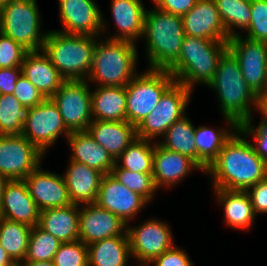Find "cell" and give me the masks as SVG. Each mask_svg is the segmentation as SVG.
Masks as SVG:
<instances>
[{
    "instance_id": "6da1fadb",
    "label": "cell",
    "mask_w": 267,
    "mask_h": 266,
    "mask_svg": "<svg viewBox=\"0 0 267 266\" xmlns=\"http://www.w3.org/2000/svg\"><path fill=\"white\" fill-rule=\"evenodd\" d=\"M246 137L238 128L205 171L211 175L214 189L247 191L267 178V162Z\"/></svg>"
},
{
    "instance_id": "7a4b0ae2",
    "label": "cell",
    "mask_w": 267,
    "mask_h": 266,
    "mask_svg": "<svg viewBox=\"0 0 267 266\" xmlns=\"http://www.w3.org/2000/svg\"><path fill=\"white\" fill-rule=\"evenodd\" d=\"M216 91L219 107L227 126H238L253 118L252 106L256 107V94L246 83L235 56L227 50L220 58L217 71L207 85Z\"/></svg>"
},
{
    "instance_id": "3957f363",
    "label": "cell",
    "mask_w": 267,
    "mask_h": 266,
    "mask_svg": "<svg viewBox=\"0 0 267 266\" xmlns=\"http://www.w3.org/2000/svg\"><path fill=\"white\" fill-rule=\"evenodd\" d=\"M228 50V41L184 36L178 59L167 69L175 82L193 91L194 85L212 81L220 58Z\"/></svg>"
},
{
    "instance_id": "277c9868",
    "label": "cell",
    "mask_w": 267,
    "mask_h": 266,
    "mask_svg": "<svg viewBox=\"0 0 267 266\" xmlns=\"http://www.w3.org/2000/svg\"><path fill=\"white\" fill-rule=\"evenodd\" d=\"M182 17L155 7L146 10L145 38L148 69L167 70L177 59L184 39Z\"/></svg>"
},
{
    "instance_id": "5b68a950",
    "label": "cell",
    "mask_w": 267,
    "mask_h": 266,
    "mask_svg": "<svg viewBox=\"0 0 267 266\" xmlns=\"http://www.w3.org/2000/svg\"><path fill=\"white\" fill-rule=\"evenodd\" d=\"M97 37L50 30L42 51L65 80H86L89 76Z\"/></svg>"
},
{
    "instance_id": "8992f818",
    "label": "cell",
    "mask_w": 267,
    "mask_h": 266,
    "mask_svg": "<svg viewBox=\"0 0 267 266\" xmlns=\"http://www.w3.org/2000/svg\"><path fill=\"white\" fill-rule=\"evenodd\" d=\"M100 37L94 49L92 67L86 80L97 86H127L138 74L136 43ZM100 40V41H99Z\"/></svg>"
},
{
    "instance_id": "52a82bcc",
    "label": "cell",
    "mask_w": 267,
    "mask_h": 266,
    "mask_svg": "<svg viewBox=\"0 0 267 266\" xmlns=\"http://www.w3.org/2000/svg\"><path fill=\"white\" fill-rule=\"evenodd\" d=\"M37 0H11L0 9V32L28 51H41L46 33H41Z\"/></svg>"
},
{
    "instance_id": "ba28073f",
    "label": "cell",
    "mask_w": 267,
    "mask_h": 266,
    "mask_svg": "<svg viewBox=\"0 0 267 266\" xmlns=\"http://www.w3.org/2000/svg\"><path fill=\"white\" fill-rule=\"evenodd\" d=\"M175 82L168 70L147 69L127 86V121L136 127L154 110L164 92Z\"/></svg>"
},
{
    "instance_id": "9c48e42d",
    "label": "cell",
    "mask_w": 267,
    "mask_h": 266,
    "mask_svg": "<svg viewBox=\"0 0 267 266\" xmlns=\"http://www.w3.org/2000/svg\"><path fill=\"white\" fill-rule=\"evenodd\" d=\"M192 90L174 82L161 96L154 110L136 127L137 138L155 140L166 134L167 129L186 114Z\"/></svg>"
},
{
    "instance_id": "30bf717a",
    "label": "cell",
    "mask_w": 267,
    "mask_h": 266,
    "mask_svg": "<svg viewBox=\"0 0 267 266\" xmlns=\"http://www.w3.org/2000/svg\"><path fill=\"white\" fill-rule=\"evenodd\" d=\"M71 132L87 131L92 117L91 91L87 80H66L51 97Z\"/></svg>"
},
{
    "instance_id": "8fae6325",
    "label": "cell",
    "mask_w": 267,
    "mask_h": 266,
    "mask_svg": "<svg viewBox=\"0 0 267 266\" xmlns=\"http://www.w3.org/2000/svg\"><path fill=\"white\" fill-rule=\"evenodd\" d=\"M138 225H126L130 252L131 256L140 262L139 266H147L156 257L172 248L174 240L171 228L161 220L147 219Z\"/></svg>"
},
{
    "instance_id": "7c38bea8",
    "label": "cell",
    "mask_w": 267,
    "mask_h": 266,
    "mask_svg": "<svg viewBox=\"0 0 267 266\" xmlns=\"http://www.w3.org/2000/svg\"><path fill=\"white\" fill-rule=\"evenodd\" d=\"M21 134L45 155L62 134L67 139L70 132L63 123L59 108L51 98H46L30 108Z\"/></svg>"
},
{
    "instance_id": "4fadbf2b",
    "label": "cell",
    "mask_w": 267,
    "mask_h": 266,
    "mask_svg": "<svg viewBox=\"0 0 267 266\" xmlns=\"http://www.w3.org/2000/svg\"><path fill=\"white\" fill-rule=\"evenodd\" d=\"M44 154L22 134L0 135V174L24 180L41 163Z\"/></svg>"
},
{
    "instance_id": "5bb4252c",
    "label": "cell",
    "mask_w": 267,
    "mask_h": 266,
    "mask_svg": "<svg viewBox=\"0 0 267 266\" xmlns=\"http://www.w3.org/2000/svg\"><path fill=\"white\" fill-rule=\"evenodd\" d=\"M228 50L237 59L246 83L256 95L267 87V42L238 34L228 39Z\"/></svg>"
},
{
    "instance_id": "9a60e30c",
    "label": "cell",
    "mask_w": 267,
    "mask_h": 266,
    "mask_svg": "<svg viewBox=\"0 0 267 266\" xmlns=\"http://www.w3.org/2000/svg\"><path fill=\"white\" fill-rule=\"evenodd\" d=\"M60 32L98 37L104 34L105 20L94 0H59Z\"/></svg>"
},
{
    "instance_id": "2e32d148",
    "label": "cell",
    "mask_w": 267,
    "mask_h": 266,
    "mask_svg": "<svg viewBox=\"0 0 267 266\" xmlns=\"http://www.w3.org/2000/svg\"><path fill=\"white\" fill-rule=\"evenodd\" d=\"M96 203L129 225L149 202L140 194L121 184L111 174H105L101 179Z\"/></svg>"
},
{
    "instance_id": "e0dca14e",
    "label": "cell",
    "mask_w": 267,
    "mask_h": 266,
    "mask_svg": "<svg viewBox=\"0 0 267 266\" xmlns=\"http://www.w3.org/2000/svg\"><path fill=\"white\" fill-rule=\"evenodd\" d=\"M114 236H127L126 224L117 215L97 203L79 205V240L89 245Z\"/></svg>"
},
{
    "instance_id": "ac0fdd59",
    "label": "cell",
    "mask_w": 267,
    "mask_h": 266,
    "mask_svg": "<svg viewBox=\"0 0 267 266\" xmlns=\"http://www.w3.org/2000/svg\"><path fill=\"white\" fill-rule=\"evenodd\" d=\"M24 182L40 211L73 204L64 176L41 169V164L24 179Z\"/></svg>"
},
{
    "instance_id": "d6986e66",
    "label": "cell",
    "mask_w": 267,
    "mask_h": 266,
    "mask_svg": "<svg viewBox=\"0 0 267 266\" xmlns=\"http://www.w3.org/2000/svg\"><path fill=\"white\" fill-rule=\"evenodd\" d=\"M184 34L215 41H228L225 27L214 0H197L182 17Z\"/></svg>"
},
{
    "instance_id": "ffe728a7",
    "label": "cell",
    "mask_w": 267,
    "mask_h": 266,
    "mask_svg": "<svg viewBox=\"0 0 267 266\" xmlns=\"http://www.w3.org/2000/svg\"><path fill=\"white\" fill-rule=\"evenodd\" d=\"M40 210L30 196L24 180H9L4 187L0 217L29 227L38 225Z\"/></svg>"
},
{
    "instance_id": "44dd1931",
    "label": "cell",
    "mask_w": 267,
    "mask_h": 266,
    "mask_svg": "<svg viewBox=\"0 0 267 266\" xmlns=\"http://www.w3.org/2000/svg\"><path fill=\"white\" fill-rule=\"evenodd\" d=\"M195 169L204 172L190 157L167 150L157 141L155 142L152 175L157 189L175 186Z\"/></svg>"
},
{
    "instance_id": "7402d4cb",
    "label": "cell",
    "mask_w": 267,
    "mask_h": 266,
    "mask_svg": "<svg viewBox=\"0 0 267 266\" xmlns=\"http://www.w3.org/2000/svg\"><path fill=\"white\" fill-rule=\"evenodd\" d=\"M67 167L63 176L72 203L76 205L96 203L104 174L73 160L69 161Z\"/></svg>"
},
{
    "instance_id": "603a6c76",
    "label": "cell",
    "mask_w": 267,
    "mask_h": 266,
    "mask_svg": "<svg viewBox=\"0 0 267 266\" xmlns=\"http://www.w3.org/2000/svg\"><path fill=\"white\" fill-rule=\"evenodd\" d=\"M87 131L116 160L137 139L136 126L125 121L92 120Z\"/></svg>"
},
{
    "instance_id": "cb8c5ba5",
    "label": "cell",
    "mask_w": 267,
    "mask_h": 266,
    "mask_svg": "<svg viewBox=\"0 0 267 266\" xmlns=\"http://www.w3.org/2000/svg\"><path fill=\"white\" fill-rule=\"evenodd\" d=\"M25 76L46 98H51L66 81L41 51H29L22 63Z\"/></svg>"
},
{
    "instance_id": "d4e9b609",
    "label": "cell",
    "mask_w": 267,
    "mask_h": 266,
    "mask_svg": "<svg viewBox=\"0 0 267 266\" xmlns=\"http://www.w3.org/2000/svg\"><path fill=\"white\" fill-rule=\"evenodd\" d=\"M111 12L118 33L109 36L112 40L135 43L143 34L146 8L141 0H112Z\"/></svg>"
},
{
    "instance_id": "484cf974",
    "label": "cell",
    "mask_w": 267,
    "mask_h": 266,
    "mask_svg": "<svg viewBox=\"0 0 267 266\" xmlns=\"http://www.w3.org/2000/svg\"><path fill=\"white\" fill-rule=\"evenodd\" d=\"M67 142L72 152L70 160L85 164L104 175L111 173L115 160L88 131L71 132L67 137Z\"/></svg>"
},
{
    "instance_id": "4316f807",
    "label": "cell",
    "mask_w": 267,
    "mask_h": 266,
    "mask_svg": "<svg viewBox=\"0 0 267 266\" xmlns=\"http://www.w3.org/2000/svg\"><path fill=\"white\" fill-rule=\"evenodd\" d=\"M38 226L61 243L79 240V205L40 211Z\"/></svg>"
},
{
    "instance_id": "83f0119b",
    "label": "cell",
    "mask_w": 267,
    "mask_h": 266,
    "mask_svg": "<svg viewBox=\"0 0 267 266\" xmlns=\"http://www.w3.org/2000/svg\"><path fill=\"white\" fill-rule=\"evenodd\" d=\"M93 120H127V99L125 86H97L91 91Z\"/></svg>"
},
{
    "instance_id": "f1b7e54d",
    "label": "cell",
    "mask_w": 267,
    "mask_h": 266,
    "mask_svg": "<svg viewBox=\"0 0 267 266\" xmlns=\"http://www.w3.org/2000/svg\"><path fill=\"white\" fill-rule=\"evenodd\" d=\"M218 203L223 205L225 223L233 229L249 230L255 213L247 191L214 189Z\"/></svg>"
},
{
    "instance_id": "f546056e",
    "label": "cell",
    "mask_w": 267,
    "mask_h": 266,
    "mask_svg": "<svg viewBox=\"0 0 267 266\" xmlns=\"http://www.w3.org/2000/svg\"><path fill=\"white\" fill-rule=\"evenodd\" d=\"M88 266H128V236H114L87 245Z\"/></svg>"
},
{
    "instance_id": "4dcf8cb0",
    "label": "cell",
    "mask_w": 267,
    "mask_h": 266,
    "mask_svg": "<svg viewBox=\"0 0 267 266\" xmlns=\"http://www.w3.org/2000/svg\"><path fill=\"white\" fill-rule=\"evenodd\" d=\"M196 127L185 115L182 119L174 122L166 131L162 140L157 141L167 150L178 152L193 159L198 164V153L195 143Z\"/></svg>"
},
{
    "instance_id": "1f68e13d",
    "label": "cell",
    "mask_w": 267,
    "mask_h": 266,
    "mask_svg": "<svg viewBox=\"0 0 267 266\" xmlns=\"http://www.w3.org/2000/svg\"><path fill=\"white\" fill-rule=\"evenodd\" d=\"M216 129L199 126L195 130L194 138L198 153V165L203 169L204 173L216 159L225 142L238 128H230L229 130L224 128Z\"/></svg>"
},
{
    "instance_id": "d6a6232c",
    "label": "cell",
    "mask_w": 267,
    "mask_h": 266,
    "mask_svg": "<svg viewBox=\"0 0 267 266\" xmlns=\"http://www.w3.org/2000/svg\"><path fill=\"white\" fill-rule=\"evenodd\" d=\"M32 227L0 217V245L16 262L25 259Z\"/></svg>"
},
{
    "instance_id": "836d02e7",
    "label": "cell",
    "mask_w": 267,
    "mask_h": 266,
    "mask_svg": "<svg viewBox=\"0 0 267 266\" xmlns=\"http://www.w3.org/2000/svg\"><path fill=\"white\" fill-rule=\"evenodd\" d=\"M155 142L137 138L115 160L123 169L133 172L153 173Z\"/></svg>"
},
{
    "instance_id": "e575fe53",
    "label": "cell",
    "mask_w": 267,
    "mask_h": 266,
    "mask_svg": "<svg viewBox=\"0 0 267 266\" xmlns=\"http://www.w3.org/2000/svg\"><path fill=\"white\" fill-rule=\"evenodd\" d=\"M228 37L238 34L234 28L246 30L251 20V0H214Z\"/></svg>"
},
{
    "instance_id": "d590c367",
    "label": "cell",
    "mask_w": 267,
    "mask_h": 266,
    "mask_svg": "<svg viewBox=\"0 0 267 266\" xmlns=\"http://www.w3.org/2000/svg\"><path fill=\"white\" fill-rule=\"evenodd\" d=\"M29 113L13 94H0V135L21 134Z\"/></svg>"
},
{
    "instance_id": "8d00e7d4",
    "label": "cell",
    "mask_w": 267,
    "mask_h": 266,
    "mask_svg": "<svg viewBox=\"0 0 267 266\" xmlns=\"http://www.w3.org/2000/svg\"><path fill=\"white\" fill-rule=\"evenodd\" d=\"M60 245L57 238L36 225L31 229L24 261H51Z\"/></svg>"
},
{
    "instance_id": "74e56055",
    "label": "cell",
    "mask_w": 267,
    "mask_h": 266,
    "mask_svg": "<svg viewBox=\"0 0 267 266\" xmlns=\"http://www.w3.org/2000/svg\"><path fill=\"white\" fill-rule=\"evenodd\" d=\"M117 181L143 196L149 203L154 197L156 185L152 173L133 172L120 168L116 163L110 173Z\"/></svg>"
},
{
    "instance_id": "f35d334b",
    "label": "cell",
    "mask_w": 267,
    "mask_h": 266,
    "mask_svg": "<svg viewBox=\"0 0 267 266\" xmlns=\"http://www.w3.org/2000/svg\"><path fill=\"white\" fill-rule=\"evenodd\" d=\"M53 262L55 266H88L87 245L81 240L61 243Z\"/></svg>"
},
{
    "instance_id": "ab89813d",
    "label": "cell",
    "mask_w": 267,
    "mask_h": 266,
    "mask_svg": "<svg viewBox=\"0 0 267 266\" xmlns=\"http://www.w3.org/2000/svg\"><path fill=\"white\" fill-rule=\"evenodd\" d=\"M251 14L245 37L267 42V0H251Z\"/></svg>"
},
{
    "instance_id": "60d3db41",
    "label": "cell",
    "mask_w": 267,
    "mask_h": 266,
    "mask_svg": "<svg viewBox=\"0 0 267 266\" xmlns=\"http://www.w3.org/2000/svg\"><path fill=\"white\" fill-rule=\"evenodd\" d=\"M29 51L0 32V68L21 67Z\"/></svg>"
},
{
    "instance_id": "b9f144b4",
    "label": "cell",
    "mask_w": 267,
    "mask_h": 266,
    "mask_svg": "<svg viewBox=\"0 0 267 266\" xmlns=\"http://www.w3.org/2000/svg\"><path fill=\"white\" fill-rule=\"evenodd\" d=\"M253 119L241 123L238 128L244 135H248L253 138V147L256 154L267 162V120L261 119L260 124L255 128L252 125Z\"/></svg>"
},
{
    "instance_id": "7bdbcfd3",
    "label": "cell",
    "mask_w": 267,
    "mask_h": 266,
    "mask_svg": "<svg viewBox=\"0 0 267 266\" xmlns=\"http://www.w3.org/2000/svg\"><path fill=\"white\" fill-rule=\"evenodd\" d=\"M13 95L23 106L34 107L46 97L22 74L17 79Z\"/></svg>"
},
{
    "instance_id": "ee69618b",
    "label": "cell",
    "mask_w": 267,
    "mask_h": 266,
    "mask_svg": "<svg viewBox=\"0 0 267 266\" xmlns=\"http://www.w3.org/2000/svg\"><path fill=\"white\" fill-rule=\"evenodd\" d=\"M189 255L182 249L174 246L156 257L150 265L152 266H193Z\"/></svg>"
},
{
    "instance_id": "f6af8a7d",
    "label": "cell",
    "mask_w": 267,
    "mask_h": 266,
    "mask_svg": "<svg viewBox=\"0 0 267 266\" xmlns=\"http://www.w3.org/2000/svg\"><path fill=\"white\" fill-rule=\"evenodd\" d=\"M255 215L267 213V178L247 190Z\"/></svg>"
},
{
    "instance_id": "bcb514c9",
    "label": "cell",
    "mask_w": 267,
    "mask_h": 266,
    "mask_svg": "<svg viewBox=\"0 0 267 266\" xmlns=\"http://www.w3.org/2000/svg\"><path fill=\"white\" fill-rule=\"evenodd\" d=\"M197 0H162L156 7L162 11L183 17L195 5Z\"/></svg>"
},
{
    "instance_id": "7dc6e473",
    "label": "cell",
    "mask_w": 267,
    "mask_h": 266,
    "mask_svg": "<svg viewBox=\"0 0 267 266\" xmlns=\"http://www.w3.org/2000/svg\"><path fill=\"white\" fill-rule=\"evenodd\" d=\"M21 74V67L0 68V94H13Z\"/></svg>"
},
{
    "instance_id": "c3c4849f",
    "label": "cell",
    "mask_w": 267,
    "mask_h": 266,
    "mask_svg": "<svg viewBox=\"0 0 267 266\" xmlns=\"http://www.w3.org/2000/svg\"><path fill=\"white\" fill-rule=\"evenodd\" d=\"M256 111L260 112L262 119L267 120V87L256 95Z\"/></svg>"
},
{
    "instance_id": "681fc988",
    "label": "cell",
    "mask_w": 267,
    "mask_h": 266,
    "mask_svg": "<svg viewBox=\"0 0 267 266\" xmlns=\"http://www.w3.org/2000/svg\"><path fill=\"white\" fill-rule=\"evenodd\" d=\"M17 264L0 245V266H13Z\"/></svg>"
},
{
    "instance_id": "f907efd6",
    "label": "cell",
    "mask_w": 267,
    "mask_h": 266,
    "mask_svg": "<svg viewBox=\"0 0 267 266\" xmlns=\"http://www.w3.org/2000/svg\"><path fill=\"white\" fill-rule=\"evenodd\" d=\"M21 266H55L53 260L51 261H23Z\"/></svg>"
},
{
    "instance_id": "816d5d0a",
    "label": "cell",
    "mask_w": 267,
    "mask_h": 266,
    "mask_svg": "<svg viewBox=\"0 0 267 266\" xmlns=\"http://www.w3.org/2000/svg\"><path fill=\"white\" fill-rule=\"evenodd\" d=\"M9 180L3 176L2 174H0V204H1V200H2V195H3V190L5 187V184L8 182Z\"/></svg>"
},
{
    "instance_id": "f5cc1de1",
    "label": "cell",
    "mask_w": 267,
    "mask_h": 266,
    "mask_svg": "<svg viewBox=\"0 0 267 266\" xmlns=\"http://www.w3.org/2000/svg\"><path fill=\"white\" fill-rule=\"evenodd\" d=\"M11 0H0V9L5 6L7 3H9Z\"/></svg>"
},
{
    "instance_id": "db71d44e",
    "label": "cell",
    "mask_w": 267,
    "mask_h": 266,
    "mask_svg": "<svg viewBox=\"0 0 267 266\" xmlns=\"http://www.w3.org/2000/svg\"><path fill=\"white\" fill-rule=\"evenodd\" d=\"M152 1H153L154 5L156 7L162 0H152Z\"/></svg>"
},
{
    "instance_id": "11a10c76",
    "label": "cell",
    "mask_w": 267,
    "mask_h": 266,
    "mask_svg": "<svg viewBox=\"0 0 267 266\" xmlns=\"http://www.w3.org/2000/svg\"><path fill=\"white\" fill-rule=\"evenodd\" d=\"M13 266H21V264H20V263H17V264H15V265H13Z\"/></svg>"
}]
</instances>
